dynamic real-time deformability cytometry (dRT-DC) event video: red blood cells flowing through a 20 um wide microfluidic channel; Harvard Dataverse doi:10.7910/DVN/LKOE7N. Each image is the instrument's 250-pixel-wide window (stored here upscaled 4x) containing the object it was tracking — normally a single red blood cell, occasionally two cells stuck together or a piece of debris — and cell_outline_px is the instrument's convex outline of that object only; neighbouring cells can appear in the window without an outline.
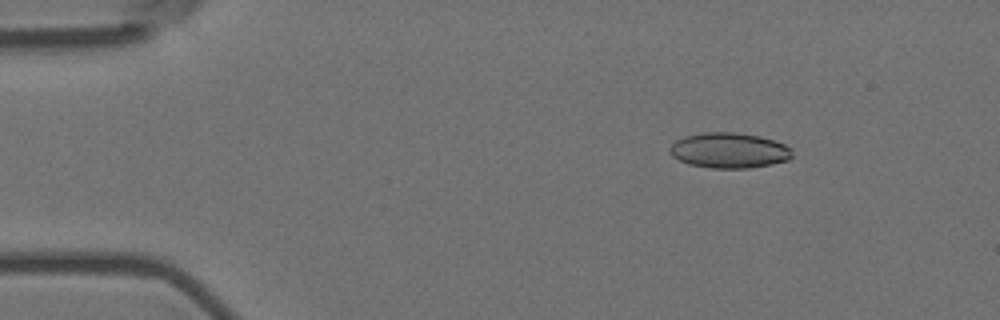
{"species": "Egyptian fruit bat (a non-hibernating species)", "species_latin": "Rousettus aegyptiacus", "temperature_condition": "room temperature", "stored_images_in_passage": 5, "camera_frame_rate_fps": 3000, "um_per_image_px": 0.085, "animal": {"sex": "female"}, "frame": {"image": 1, "passage_image": 3, "time_ms": 0.667, "image_size_px": [1000, 320], "cell_outline_px": [[792, 156], [788, 160], [772, 164], [748, 168], [712, 168], [688, 164], [672, 156], [668, 152], [668, 148], [676, 140], [684, 136], [704, 132], [736, 132], [760, 136], [784, 144], [792, 148]], "centroid_in_image_um": [61.96, 12.78], "position_along_channel_um": 23.0, "area_um2": 25.37}}